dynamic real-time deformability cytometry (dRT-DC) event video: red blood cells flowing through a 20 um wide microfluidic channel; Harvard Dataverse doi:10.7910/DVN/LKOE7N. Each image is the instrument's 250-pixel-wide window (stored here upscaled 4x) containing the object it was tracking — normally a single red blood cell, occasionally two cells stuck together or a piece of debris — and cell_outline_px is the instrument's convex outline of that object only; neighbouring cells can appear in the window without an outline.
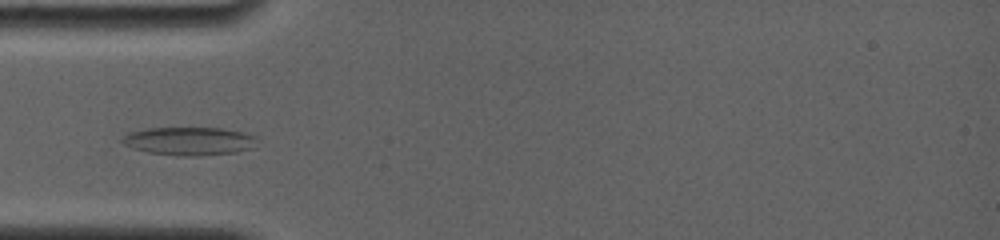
{"species": "common noctule bat (a hibernating species)", "species_latin": "Nyctalus noctula", "temperature_condition": "room temperature", "stored_images_in_passage": 27, "camera_frame_rate_fps": 4000, "um_per_image_px": 0.085, "animal": {"sex": "female", "body_mass_g": 19.0, "forearm_length_mm": 56.7}, "frame": {"image": 1, "passage_image": 6, "time_ms": 3.5, "image_size_px": [1000, 240], "cell_outline_px": [[256, 140], [252, 148], [236, 152], [200, 156], [184, 156], [148, 152], [132, 148], [124, 144], [120, 140], [128, 132], [148, 128], [220, 128], [240, 132], [256, 136]], "centroid_in_image_um": [16.05, 11.99], "position_along_channel_um": 68.9, "area_um2": 22.02}}
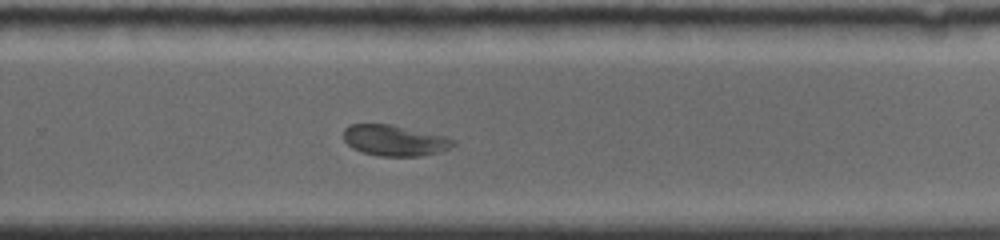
{"frame": {"image": 2, "passage_image": 16, "time_ms": 9.5, "image_size_px": [1000, 240], "cell_outline_px": [[456, 144], [452, 148], [440, 152], [420, 156], [380, 156], [360, 152], [352, 148], [344, 140], [344, 128], [352, 124], [388, 124], [444, 136], [456, 140]], "centroid_in_image_um": [33.55, 11.95], "position_along_channel_um": 296.3, "area_um2": 19.71}}
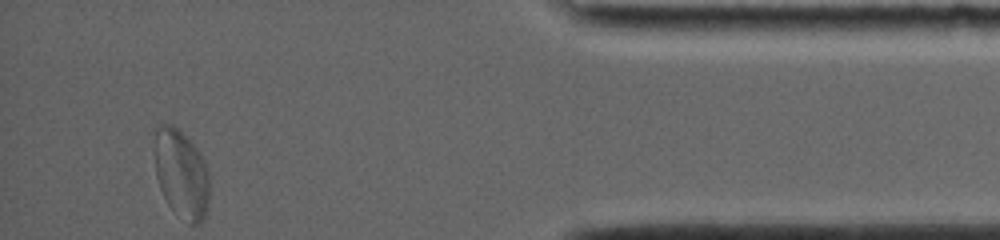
{"frame": {"image": 3, "passage_image": 27, "time_ms": 13.75, "image_size_px": [1000, 240], "cell_outline_px": [[208, 208], [204, 220], [200, 224], [188, 224], [168, 204], [160, 188], [156, 176], [156, 128], [160, 124], [168, 124], [176, 128], [188, 136], [200, 152], [208, 168]], "centroid_in_image_um": [15.45, 14.8], "position_along_channel_um": 419.7, "area_um2": 28.26}, "authors_computed_cell_mechanics": {"area_um2": 21.4438, "velocity_mm_per_s": 3.7951, "shape_relaxation_time_tau1_ms": 7.0273, "shape_relaxation_time_tau2_ms": null, "deformation_change_tau1": 0.1715, "deformation_change_tau2": null}}